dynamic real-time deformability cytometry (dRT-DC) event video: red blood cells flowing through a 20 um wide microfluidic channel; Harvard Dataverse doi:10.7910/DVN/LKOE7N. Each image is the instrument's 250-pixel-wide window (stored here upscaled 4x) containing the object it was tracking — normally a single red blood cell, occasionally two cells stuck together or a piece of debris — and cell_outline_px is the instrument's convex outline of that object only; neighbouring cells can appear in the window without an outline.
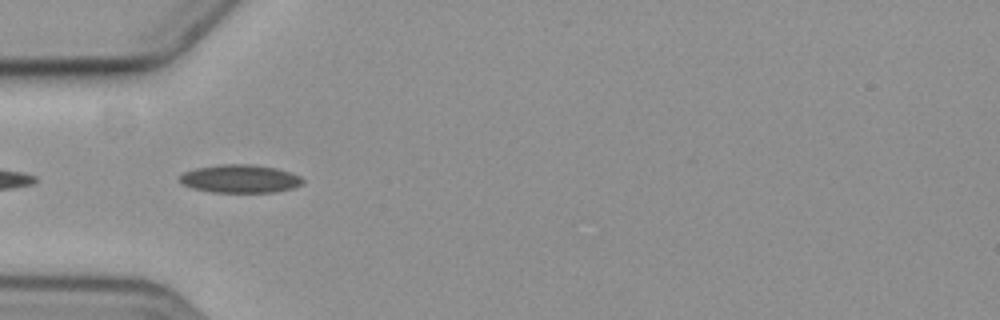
{"species": "common noctule bat (a hibernating species)", "species_latin": "Nyctalus noctula", "temperature_condition": "cold", "stored_images_in_passage": 4, "camera_frame_rate_fps": 3000, "um_per_image_px": 0.085, "animal": {"sex": "female", "body_mass_g": 19.3, "forearm_length_mm": 54.1}, "frame": {"image": 1, "passage_image": 3, "time_ms": 3.333, "image_size_px": [1000, 320], "cell_outline_px": [[304, 184], [292, 188], [272, 192], [212, 192], [192, 188], [184, 184], [180, 180], [180, 176], [184, 172], [196, 168], [220, 164], [252, 164], [276, 168], [292, 172], [300, 176], [304, 180]], "centroid_in_image_um": [20.44, 15.19], "position_along_channel_um": 64.6, "area_um2": 20.17}}
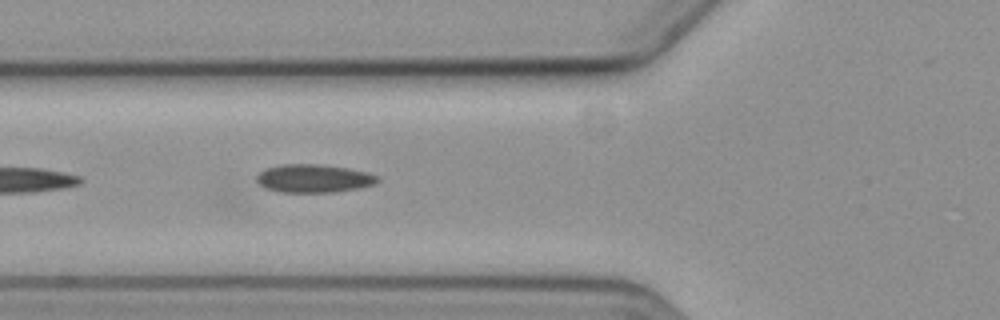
{"frame": {"image": 2, "passage_image": 4, "time_ms": 4.333, "image_size_px": [1000, 320], "cell_outline_px": [[380, 180], [376, 184], [360, 188], [336, 192], [280, 192], [264, 188], [256, 180], [256, 176], [260, 172], [268, 168], [284, 164], [316, 164], [348, 168], [368, 172], [376, 176]], "centroid_in_image_um": [26.69, 15.18], "position_along_channel_um": 99.1, "area_um2": 19.88}}